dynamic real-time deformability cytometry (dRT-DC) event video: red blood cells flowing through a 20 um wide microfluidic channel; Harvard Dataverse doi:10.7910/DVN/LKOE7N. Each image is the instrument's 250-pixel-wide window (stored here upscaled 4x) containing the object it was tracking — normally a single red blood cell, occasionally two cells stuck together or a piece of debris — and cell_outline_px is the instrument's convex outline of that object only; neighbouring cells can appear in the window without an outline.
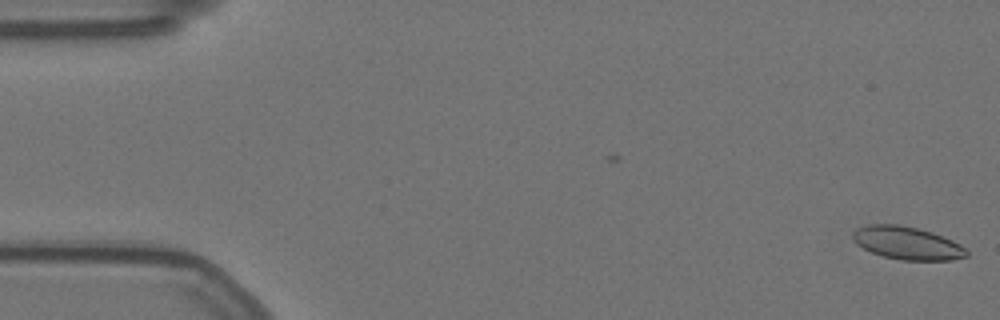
{"species": "Egyptian fruit bat (a non-hibernating species)", "species_latin": "Rousettus aegyptiacus", "temperature_condition": "warm", "stored_images_in_passage": 3, "camera_frame_rate_fps": 3000, "um_per_image_px": 0.085, "animal": {"sex": "female"}, "frame": {"image": 1, "passage_image": 3, "time_ms": 0.667, "image_size_px": [1000, 320], "cell_outline_px": [[968, 256], [952, 260], [900, 260], [884, 256], [872, 252], [856, 244], [852, 240], [852, 232], [856, 228], [868, 224], [896, 224], [916, 228], [932, 232], [952, 240], [960, 244], [968, 252]], "centroid_in_image_um": [77.08, 20.66], "position_along_channel_um": 7.9, "area_um2": 21.79}}